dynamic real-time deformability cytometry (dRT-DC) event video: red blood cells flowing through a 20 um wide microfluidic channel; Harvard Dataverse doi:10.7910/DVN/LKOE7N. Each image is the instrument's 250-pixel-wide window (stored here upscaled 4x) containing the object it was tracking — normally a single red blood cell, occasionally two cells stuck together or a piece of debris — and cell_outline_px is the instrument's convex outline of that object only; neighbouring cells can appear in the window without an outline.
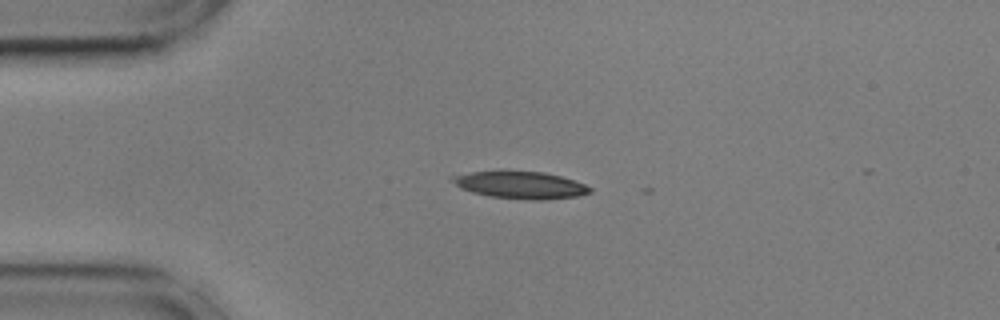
{"species": "common noctule bat (a hibernating species)", "species_latin": "Nyctalus noctula", "temperature_condition": "cold", "stored_images_in_passage": 3, "camera_frame_rate_fps": 3000, "um_per_image_px": 0.085, "animal": {"sex": "male", "body_mass_g": 17.9, "forearm_length_mm": 54.2}, "frame": {"image": 1, "passage_image": 1, "time_ms": 0.0, "image_size_px": [1000, 320], "cell_outline_px": [[592, 192], [576, 196], [544, 200], [532, 200], [492, 196], [472, 192], [460, 188], [448, 176], [472, 172], [500, 168], [544, 172], [560, 176], [584, 184], [592, 188]], "centroid_in_image_um": [44.19, 15.68], "position_along_channel_um": 40.8, "area_um2": 22.37}}